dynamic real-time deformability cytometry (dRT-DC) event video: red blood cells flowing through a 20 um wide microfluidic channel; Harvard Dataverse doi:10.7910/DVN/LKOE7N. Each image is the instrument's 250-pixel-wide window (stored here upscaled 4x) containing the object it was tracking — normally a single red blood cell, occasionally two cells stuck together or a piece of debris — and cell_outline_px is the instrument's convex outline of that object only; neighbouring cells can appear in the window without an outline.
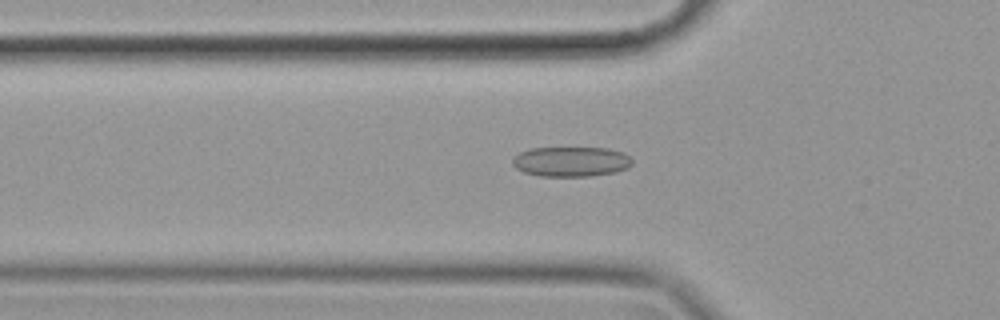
{"species": "common noctule bat (a hibernating species)", "species_latin": "Nyctalus noctula", "temperature_condition": "cold", "stored_images_in_passage": 57, "camera_frame_rate_fps": 3000, "um_per_image_px": 0.085, "animal": {"sex": "female", "body_mass_g": 19.9}, "frame": {"image": 1, "passage_image": 19, "time_ms": 6.0, "image_size_px": [1000, 320], "cell_outline_px": [[632, 164], [628, 168], [616, 172], [592, 176], [540, 176], [524, 172], [516, 168], [512, 164], [512, 156], [528, 148], [608, 148], [624, 152], [632, 160]], "centroid_in_image_um": [48.53, 13.73], "position_along_channel_um": 77.3, "area_um2": 21.1}}
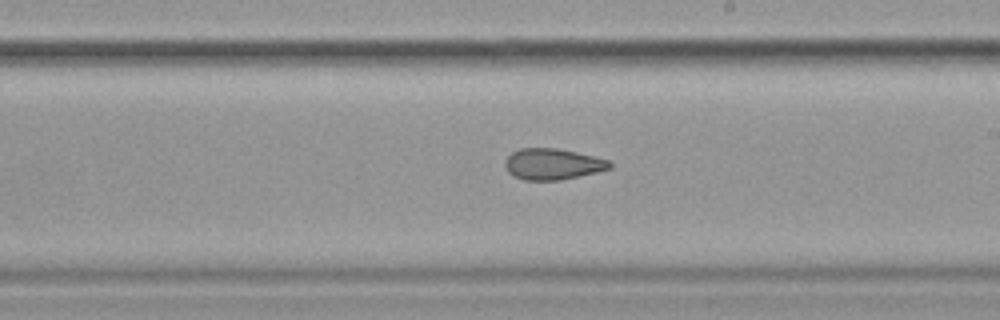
{"frame": {"image": 2, "passage_image": 33, "time_ms": 10.667, "image_size_px": [1000, 320], "cell_outline_px": [[612, 168], [580, 176], [560, 180], [524, 180], [512, 176], [508, 172], [504, 164], [504, 160], [512, 152], [520, 148], [560, 148], [608, 160], [612, 164]], "centroid_in_image_um": [46.94, 13.95], "position_along_channel_um": 242.1, "area_um2": 19.07}}
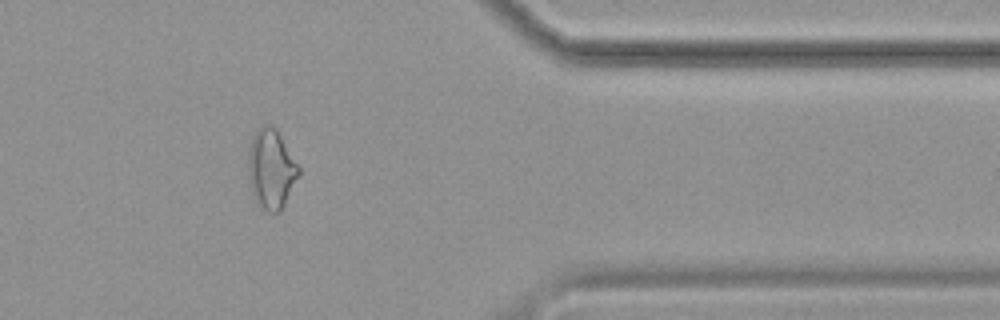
{"frame": {"image": 3, "passage_image": 47, "time_ms": 15.333, "image_size_px": [1000, 320], "cell_outline_px": [[300, 176], [280, 212], [268, 212], [256, 204], [248, 180], [248, 152], [252, 136], [256, 128], [264, 124], [272, 124], [276, 128], [300, 168]], "centroid_in_image_um": [23.04, 14.36], "position_along_channel_um": 388.4, "area_um2": 23.81}, "authors_computed_cell_mechanics": {"area_um2": 21.2704, "velocity_mm_per_s": 3.5251, "shape_relaxation_time_tau1_ms": null, "shape_relaxation_time_tau2_ms": 3.7418, "deformation_change_tau1": null, "deformation_change_tau2": 0.0984}}